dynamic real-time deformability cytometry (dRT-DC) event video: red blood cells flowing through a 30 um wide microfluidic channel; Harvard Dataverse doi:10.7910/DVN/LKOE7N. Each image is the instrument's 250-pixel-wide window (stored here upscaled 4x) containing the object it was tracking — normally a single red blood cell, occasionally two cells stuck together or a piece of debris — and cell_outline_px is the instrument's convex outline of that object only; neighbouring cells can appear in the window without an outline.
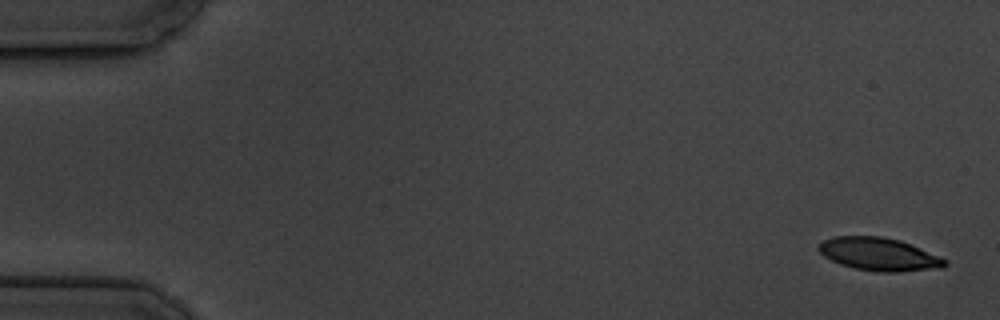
{"species": "common noctule bat (a hibernating species)", "species_latin": "Nyctalus noctula", "temperature_condition": "cold", "stored_images_in_passage": 7, "camera_frame_rate_fps": 3000, "um_per_image_px": 0.085, "animal": {"sex": "male", "body_mass_g": 19.5, "forearm_length_mm": 54.6}, "frame": {"image": 1, "passage_image": 1, "time_ms": 0.0, "image_size_px": [1000, 320], "cell_outline_px": [[948, 264], [944, 268], [900, 272], [876, 272], [856, 268], [840, 264], [824, 256], [816, 248], [824, 240], [836, 236], [880, 236], [900, 240], [940, 256], [948, 260]], "centroid_in_image_um": [74.76, 21.62], "position_along_channel_um": 10.2, "area_um2": 24.33}}
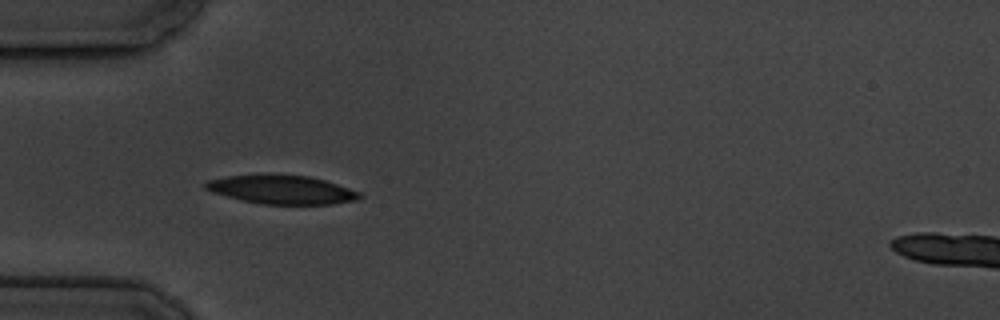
{"frame": {"image": 2, "passage_image": 5, "time_ms": 5.333, "image_size_px": [1000, 320], "cell_outline_px": [[360, 196], [356, 200], [332, 204], [264, 204], [244, 200], [212, 192], [204, 188], [204, 184], [208, 180], [228, 176], [268, 172], [308, 176], [324, 180], [360, 192]], "centroid_in_image_um": [23.91, 16.08], "position_along_channel_um": 61.1, "area_um2": 25.95}}